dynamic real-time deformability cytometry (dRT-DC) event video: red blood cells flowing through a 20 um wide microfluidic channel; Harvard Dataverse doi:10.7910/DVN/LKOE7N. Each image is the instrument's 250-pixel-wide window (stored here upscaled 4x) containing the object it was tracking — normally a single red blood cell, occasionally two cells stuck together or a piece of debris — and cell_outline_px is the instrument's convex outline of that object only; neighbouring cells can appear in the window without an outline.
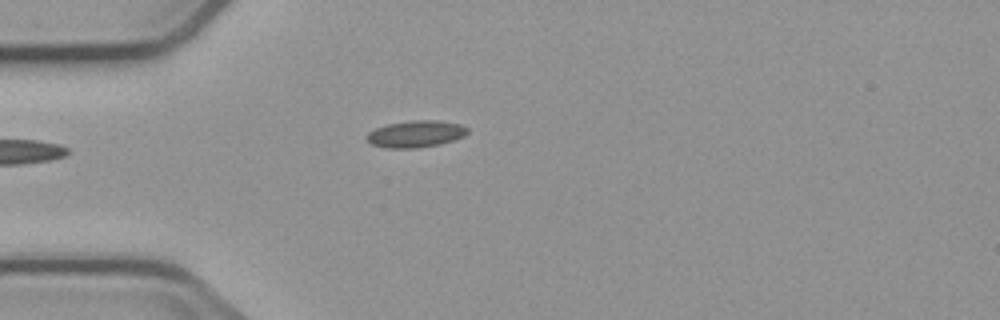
{"species": "common noctule bat (a hibernating species)", "species_latin": "Nyctalus noctula", "temperature_condition": "cold", "stored_images_in_passage": 6, "camera_frame_rate_fps": 3000, "um_per_image_px": 0.085, "animal": {"sex": "male", "body_mass_g": 23.1, "forearm_length_mm": 52.7}, "frame": {"image": 1, "passage_image": 5, "time_ms": 5.0, "image_size_px": [1000, 320], "cell_outline_px": [[468, 132], [464, 136], [440, 144], [416, 148], [388, 148], [372, 144], [364, 136], [368, 132], [376, 128], [388, 124], [412, 120], [436, 120], [460, 124], [468, 128]], "centroid_in_image_um": [35.33, 11.38], "position_along_channel_um": 49.7, "area_um2": 15.66}}